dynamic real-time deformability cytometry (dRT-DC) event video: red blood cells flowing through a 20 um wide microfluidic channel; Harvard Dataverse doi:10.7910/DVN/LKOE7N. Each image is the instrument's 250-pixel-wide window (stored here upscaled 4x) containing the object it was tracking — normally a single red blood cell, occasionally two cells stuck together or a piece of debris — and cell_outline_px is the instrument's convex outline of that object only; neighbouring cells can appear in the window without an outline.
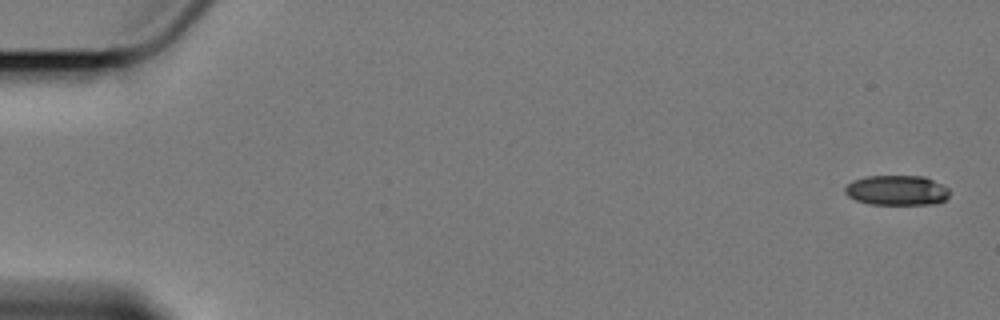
{"species": "Egyptian fruit bat (a non-hibernating species)", "species_latin": "Rousettus aegyptiacus", "temperature_condition": "cold", "stored_images_in_passage": 6, "camera_frame_rate_fps": 3000, "um_per_image_px": 0.085, "animal": {"sex": "female"}, "frame": {"image": 1, "passage_image": 1, "time_ms": 0.0, "image_size_px": [1000, 320], "cell_outline_px": [[948, 196], [944, 200], [932, 204], [872, 204], [856, 200], [848, 196], [844, 192], [844, 188], [852, 180], [864, 176], [924, 176], [948, 188]], "centroid_in_image_um": [76.18, 16.17], "position_along_channel_um": 8.8, "area_um2": 18.15}}
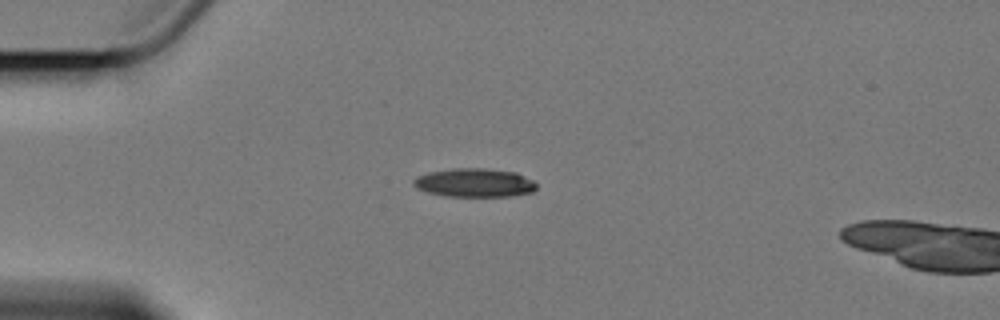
{"frame": {"image": 2, "passage_image": 5, "time_ms": 4.667, "image_size_px": [1000, 320], "cell_outline_px": [[536, 188], [532, 192], [512, 196], [444, 196], [428, 192], [416, 188], [412, 184], [412, 180], [416, 176], [428, 172], [452, 168], [484, 168], [516, 172], [532, 180], [536, 184]], "centroid_in_image_um": [40.29, 15.53], "position_along_channel_um": 44.7, "area_um2": 20.63}}